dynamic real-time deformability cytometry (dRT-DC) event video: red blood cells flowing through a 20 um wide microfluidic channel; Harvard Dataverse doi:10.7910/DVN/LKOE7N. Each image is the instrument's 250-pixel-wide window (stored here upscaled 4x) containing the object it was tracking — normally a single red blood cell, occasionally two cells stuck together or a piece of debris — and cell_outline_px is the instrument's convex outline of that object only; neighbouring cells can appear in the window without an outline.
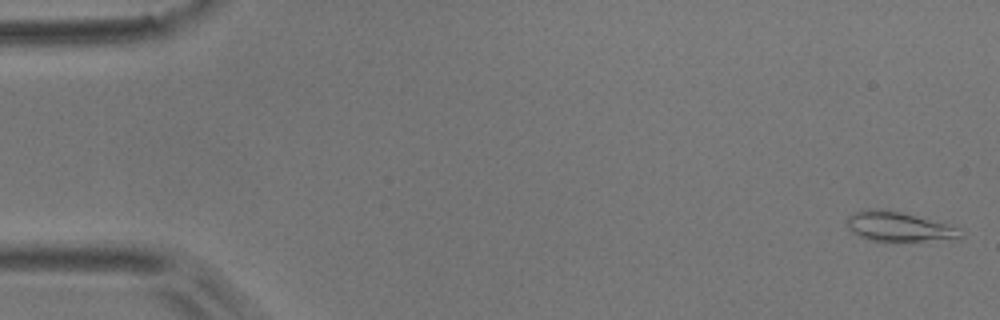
{"species": "common noctule bat (a hibernating species)", "species_latin": "Nyctalus noctula", "temperature_condition": "room temperature", "stored_images_in_passage": 53, "camera_frame_rate_fps": 3000, "um_per_image_px": 0.085, "animal": {"sex": "male", "body_mass_g": 17.9}, "frame": {"image": 1, "passage_image": 1, "time_ms": 0.0, "image_size_px": [1000, 320], "cell_outline_px": [[964, 236], [960, 240], [896, 244], [868, 240], [852, 232], [848, 228], [848, 216], [864, 208], [884, 208], [948, 224], [960, 228]], "centroid_in_image_um": [76.49, 19.33], "position_along_channel_um": 8.5, "area_um2": 20.92}}
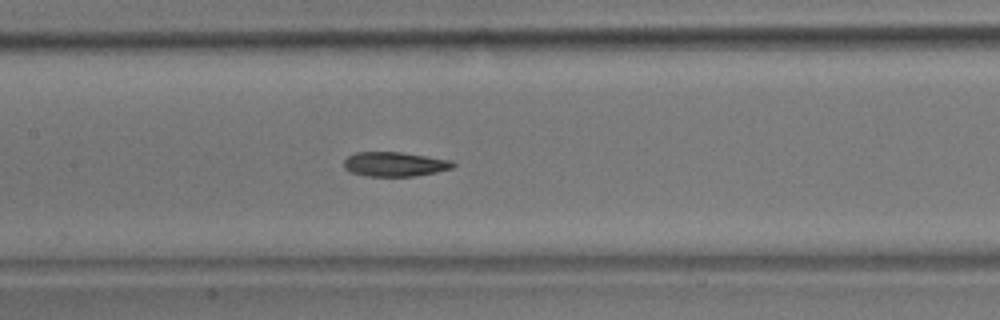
{"frame": {"image": 2, "passage_image": 25, "time_ms": 8.0, "image_size_px": [1000, 320], "cell_outline_px": [[456, 164], [452, 168], [436, 172], [416, 176], [364, 176], [348, 172], [344, 168], [344, 160], [348, 156], [356, 152], [400, 152], [452, 160]], "centroid_in_image_um": [33.52, 13.96], "position_along_channel_um": 173.9, "area_um2": 15.66}}
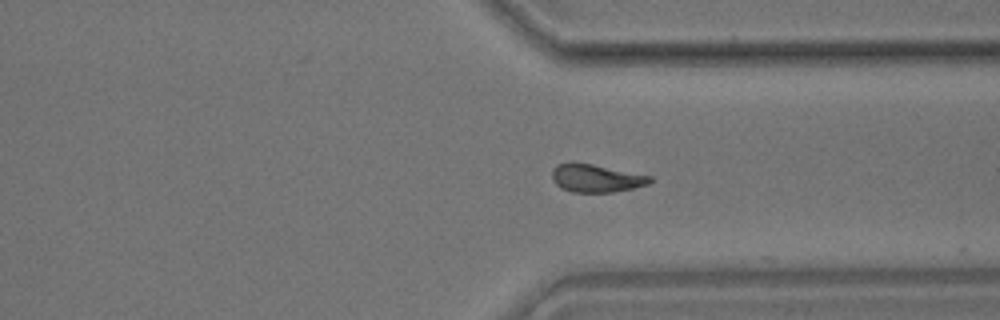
{"frame": {"image": 3, "passage_image": 40, "time_ms": 13.0, "image_size_px": [1000, 320], "cell_outline_px": [[652, 180], [648, 184], [632, 188], [612, 192], [572, 192], [560, 188], [552, 180], [552, 168], [556, 164], [568, 160], [572, 160], [652, 176]], "centroid_in_image_um": [50.59, 15.12], "position_along_channel_um": 360.8, "area_um2": 16.24}, "authors_computed_cell_mechanics": {"area_um2": 16.2996, "velocity_mm_per_s": 3.7416, "shape_relaxation_time_tau1_ms": 4.8411, "shape_relaxation_time_tau2_ms": 4.4491, "deformation_change_tau1": 0.1728, "deformation_change_tau2": 0.1217}}